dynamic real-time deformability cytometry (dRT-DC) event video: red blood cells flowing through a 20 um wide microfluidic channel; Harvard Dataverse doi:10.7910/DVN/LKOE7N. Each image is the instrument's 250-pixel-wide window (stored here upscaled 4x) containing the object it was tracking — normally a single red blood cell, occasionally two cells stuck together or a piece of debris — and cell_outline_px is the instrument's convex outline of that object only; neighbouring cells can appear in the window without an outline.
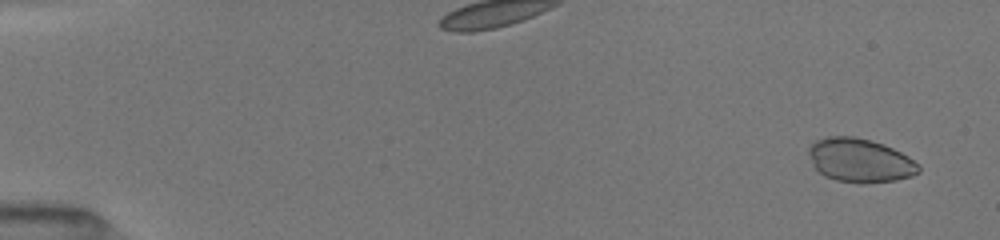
{"species": "common noctule bat (a hibernating species)", "species_latin": "Nyctalus noctula", "temperature_condition": "room temperature", "stored_images_in_passage": 15, "camera_frame_rate_fps": 3000, "um_per_image_px": 0.085, "animal": {"sex": "female", "body_mass_g": 19.5, "forearm_length_mm": 54.1}, "frame": {"image": 1, "passage_image": 1, "time_ms": 0.0, "image_size_px": [1000, 240], "cell_outline_px": [[920, 172], [912, 176], [896, 180], [864, 184], [856, 184], [836, 180], [824, 176], [812, 164], [808, 152], [808, 148], [816, 140], [828, 136], [856, 136], [872, 140], [884, 144], [908, 156], [920, 164]], "centroid_in_image_um": [73.11, 13.64], "position_along_channel_um": 11.9, "area_um2": 28.44}}
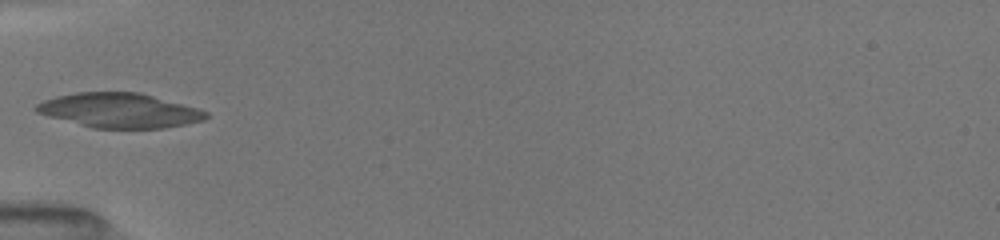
{"frame": {"image": 2, "passage_image": 7, "time_ms": 5.333, "image_size_px": [1000, 240], "cell_outline_px": [[208, 116], [204, 120], [164, 128], [92, 128], [48, 116], [36, 112], [32, 108], [36, 104], [44, 100], [56, 96], [76, 92], [140, 92], [196, 108], [208, 112]], "centroid_in_image_um": [10.11, 9.38], "position_along_channel_um": 74.9, "area_um2": 34.1}}